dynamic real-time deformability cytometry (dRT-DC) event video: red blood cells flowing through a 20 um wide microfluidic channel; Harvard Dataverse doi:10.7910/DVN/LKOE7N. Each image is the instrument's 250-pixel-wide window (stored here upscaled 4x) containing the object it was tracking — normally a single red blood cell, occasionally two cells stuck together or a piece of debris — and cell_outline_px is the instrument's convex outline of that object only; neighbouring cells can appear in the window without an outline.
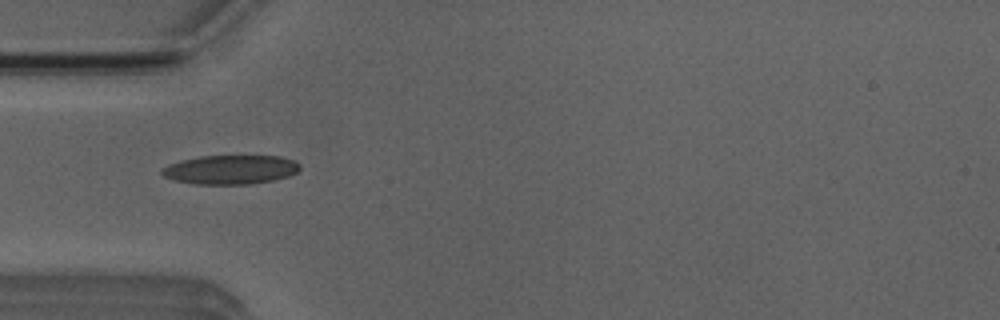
{"species": "Egyptian fruit bat (a non-hibernating species)", "species_latin": "Rousettus aegyptiacus", "temperature_condition": "room temperature", "stored_images_in_passage": 5, "camera_frame_rate_fps": 3000, "um_per_image_px": 0.085, "animal": {"sex": "male"}, "frame": {"image": 1, "passage_image": 2, "time_ms": 1.333, "image_size_px": [1000, 320], "cell_outline_px": [[300, 168], [296, 172], [288, 176], [272, 180], [252, 184], [192, 184], [176, 180], [164, 176], [160, 172], [160, 168], [168, 164], [180, 160], [200, 156], [280, 156], [292, 160], [300, 164]], "centroid_in_image_um": [19.55, 14.41], "position_along_channel_um": 65.4, "area_um2": 23.41}}
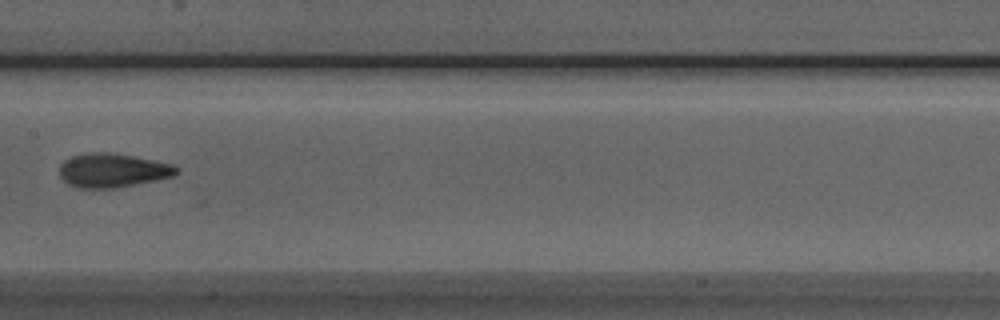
{"frame": {"image": 2, "passage_image": 5, "time_ms": 4.667, "image_size_px": [1000, 320], "cell_outline_px": [[180, 172], [172, 176], [112, 188], [76, 188], [68, 184], [60, 176], [60, 164], [64, 160], [72, 156], [88, 152], [108, 152], [132, 156], [172, 164], [180, 168]], "centroid_in_image_um": [9.53, 14.47], "position_along_channel_um": 197.9, "area_um2": 22.89}}